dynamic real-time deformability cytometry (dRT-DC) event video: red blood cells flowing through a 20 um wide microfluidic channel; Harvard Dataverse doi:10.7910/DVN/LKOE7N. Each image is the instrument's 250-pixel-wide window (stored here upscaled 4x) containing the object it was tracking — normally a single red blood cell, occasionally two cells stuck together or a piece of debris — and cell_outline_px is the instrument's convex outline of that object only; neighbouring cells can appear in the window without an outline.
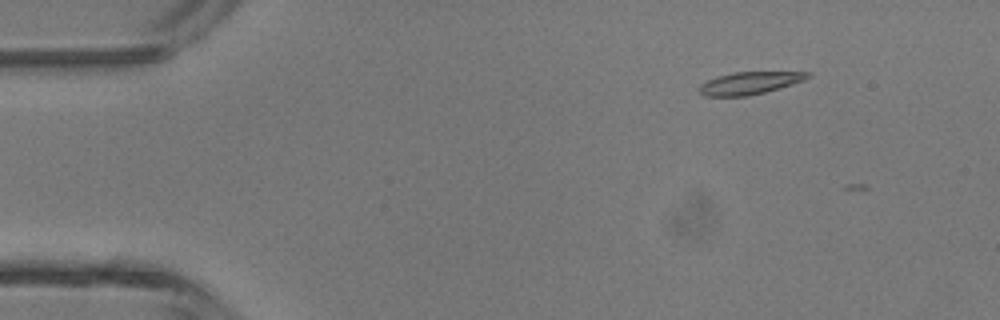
{"species": "common noctule bat (a hibernating species)", "species_latin": "Nyctalus noctula", "temperature_condition": "room temperature", "stored_images_in_passage": 3, "camera_frame_rate_fps": 3000, "um_per_image_px": 0.085, "animal": {"sex": "male", "body_mass_g": 13.3}, "frame": {"image": 1, "passage_image": 2, "time_ms": 0.333, "image_size_px": [1000, 320], "cell_outline_px": [[812, 76], [804, 80], [780, 88], [748, 96], [704, 96], [700, 92], [700, 84], [716, 76], [732, 72], [812, 72]], "centroid_in_image_um": [63.73, 7.05], "position_along_channel_um": 21.3, "area_um2": 14.16}}